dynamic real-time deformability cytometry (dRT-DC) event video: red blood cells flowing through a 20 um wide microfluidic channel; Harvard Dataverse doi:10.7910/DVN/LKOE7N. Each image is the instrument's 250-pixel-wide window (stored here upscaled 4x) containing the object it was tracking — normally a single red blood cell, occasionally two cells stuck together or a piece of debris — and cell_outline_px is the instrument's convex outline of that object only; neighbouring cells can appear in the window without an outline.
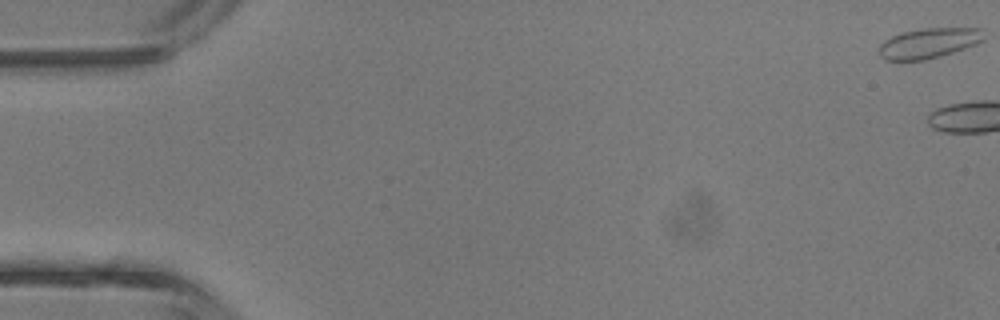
{"species": "common noctule bat (a hibernating species)", "species_latin": "Nyctalus noctula", "temperature_condition": "room temperature", "stored_images_in_passage": 3, "camera_frame_rate_fps": 3000, "um_per_image_px": 0.085, "animal": {"sex": "male", "body_mass_g": 13.3}, "frame": {"image": 1, "passage_image": 1, "time_ms": 0.0, "image_size_px": [1000, 320], "cell_outline_px": [[984, 40], [976, 44], [940, 56], [924, 60], [884, 60], [880, 56], [880, 44], [884, 40], [900, 32], [920, 28], [984, 28]], "centroid_in_image_um": [78.95, 3.65], "position_along_channel_um": 6.1, "area_um2": 18.5}}